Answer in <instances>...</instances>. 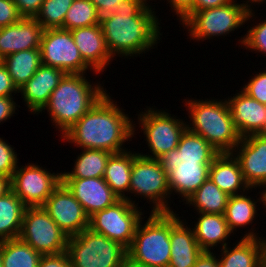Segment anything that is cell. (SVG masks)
Instances as JSON below:
<instances>
[{
    "label": "cell",
    "mask_w": 266,
    "mask_h": 267,
    "mask_svg": "<svg viewBox=\"0 0 266 267\" xmlns=\"http://www.w3.org/2000/svg\"><path fill=\"white\" fill-rule=\"evenodd\" d=\"M146 0H123L115 13L100 18V25L111 56L115 53L131 56L154 45L159 26Z\"/></svg>",
    "instance_id": "cell-1"
},
{
    "label": "cell",
    "mask_w": 266,
    "mask_h": 267,
    "mask_svg": "<svg viewBox=\"0 0 266 267\" xmlns=\"http://www.w3.org/2000/svg\"><path fill=\"white\" fill-rule=\"evenodd\" d=\"M128 119L105 92L63 137L83 149L123 152L122 144L134 134Z\"/></svg>",
    "instance_id": "cell-2"
},
{
    "label": "cell",
    "mask_w": 266,
    "mask_h": 267,
    "mask_svg": "<svg viewBox=\"0 0 266 267\" xmlns=\"http://www.w3.org/2000/svg\"><path fill=\"white\" fill-rule=\"evenodd\" d=\"M218 154L202 136L186 129L177 148L159 159L168 176L169 190L187 200L209 178L210 165Z\"/></svg>",
    "instance_id": "cell-3"
},
{
    "label": "cell",
    "mask_w": 266,
    "mask_h": 267,
    "mask_svg": "<svg viewBox=\"0 0 266 267\" xmlns=\"http://www.w3.org/2000/svg\"><path fill=\"white\" fill-rule=\"evenodd\" d=\"M83 74H65L52 91L47 104L53 122L63 132L71 128L105 93L100 86H93Z\"/></svg>",
    "instance_id": "cell-4"
},
{
    "label": "cell",
    "mask_w": 266,
    "mask_h": 267,
    "mask_svg": "<svg viewBox=\"0 0 266 267\" xmlns=\"http://www.w3.org/2000/svg\"><path fill=\"white\" fill-rule=\"evenodd\" d=\"M187 104L194 126L187 129L202 136L219 153H233L242 137L233 124L228 102L191 100Z\"/></svg>",
    "instance_id": "cell-5"
},
{
    "label": "cell",
    "mask_w": 266,
    "mask_h": 267,
    "mask_svg": "<svg viewBox=\"0 0 266 267\" xmlns=\"http://www.w3.org/2000/svg\"><path fill=\"white\" fill-rule=\"evenodd\" d=\"M170 248V212H152L144 226L138 223L127 257L144 267H168Z\"/></svg>",
    "instance_id": "cell-6"
},
{
    "label": "cell",
    "mask_w": 266,
    "mask_h": 267,
    "mask_svg": "<svg viewBox=\"0 0 266 267\" xmlns=\"http://www.w3.org/2000/svg\"><path fill=\"white\" fill-rule=\"evenodd\" d=\"M66 252L71 267H120L127 258L124 246L90 228L70 236Z\"/></svg>",
    "instance_id": "cell-7"
},
{
    "label": "cell",
    "mask_w": 266,
    "mask_h": 267,
    "mask_svg": "<svg viewBox=\"0 0 266 267\" xmlns=\"http://www.w3.org/2000/svg\"><path fill=\"white\" fill-rule=\"evenodd\" d=\"M18 238L41 255H55L66 252L69 237L43 207H26Z\"/></svg>",
    "instance_id": "cell-8"
},
{
    "label": "cell",
    "mask_w": 266,
    "mask_h": 267,
    "mask_svg": "<svg viewBox=\"0 0 266 267\" xmlns=\"http://www.w3.org/2000/svg\"><path fill=\"white\" fill-rule=\"evenodd\" d=\"M140 219L141 212L136 209L134 203L127 199H119L113 205L90 216L89 228L128 249L133 242Z\"/></svg>",
    "instance_id": "cell-9"
},
{
    "label": "cell",
    "mask_w": 266,
    "mask_h": 267,
    "mask_svg": "<svg viewBox=\"0 0 266 267\" xmlns=\"http://www.w3.org/2000/svg\"><path fill=\"white\" fill-rule=\"evenodd\" d=\"M231 1L223 6L209 8L193 12L184 22L189 26L193 38L203 39L211 36L223 35L234 31L235 28L243 25L247 18H250L251 9L243 4H236Z\"/></svg>",
    "instance_id": "cell-10"
},
{
    "label": "cell",
    "mask_w": 266,
    "mask_h": 267,
    "mask_svg": "<svg viewBox=\"0 0 266 267\" xmlns=\"http://www.w3.org/2000/svg\"><path fill=\"white\" fill-rule=\"evenodd\" d=\"M129 191L152 200L155 203L152 212H173L165 202L170 190L167 173L159 159L134 154Z\"/></svg>",
    "instance_id": "cell-11"
},
{
    "label": "cell",
    "mask_w": 266,
    "mask_h": 267,
    "mask_svg": "<svg viewBox=\"0 0 266 267\" xmlns=\"http://www.w3.org/2000/svg\"><path fill=\"white\" fill-rule=\"evenodd\" d=\"M42 65L63 70L66 74H82L84 62L70 30L45 29L40 43Z\"/></svg>",
    "instance_id": "cell-12"
},
{
    "label": "cell",
    "mask_w": 266,
    "mask_h": 267,
    "mask_svg": "<svg viewBox=\"0 0 266 267\" xmlns=\"http://www.w3.org/2000/svg\"><path fill=\"white\" fill-rule=\"evenodd\" d=\"M62 182V173L55 175L34 164L15 170L11 190L26 207H42Z\"/></svg>",
    "instance_id": "cell-13"
},
{
    "label": "cell",
    "mask_w": 266,
    "mask_h": 267,
    "mask_svg": "<svg viewBox=\"0 0 266 267\" xmlns=\"http://www.w3.org/2000/svg\"><path fill=\"white\" fill-rule=\"evenodd\" d=\"M143 125L144 134L150 146L151 152L154 155L148 156V158L160 159L162 156L177 148L180 142L181 136L187 129V126L178 119H173L165 112H157L148 110L139 118Z\"/></svg>",
    "instance_id": "cell-14"
},
{
    "label": "cell",
    "mask_w": 266,
    "mask_h": 267,
    "mask_svg": "<svg viewBox=\"0 0 266 267\" xmlns=\"http://www.w3.org/2000/svg\"><path fill=\"white\" fill-rule=\"evenodd\" d=\"M42 207L68 237L89 228V216L62 182Z\"/></svg>",
    "instance_id": "cell-15"
},
{
    "label": "cell",
    "mask_w": 266,
    "mask_h": 267,
    "mask_svg": "<svg viewBox=\"0 0 266 267\" xmlns=\"http://www.w3.org/2000/svg\"><path fill=\"white\" fill-rule=\"evenodd\" d=\"M62 183L81 203L90 217L95 212L106 209L120 198L112 191L103 177L101 178H62Z\"/></svg>",
    "instance_id": "cell-16"
},
{
    "label": "cell",
    "mask_w": 266,
    "mask_h": 267,
    "mask_svg": "<svg viewBox=\"0 0 266 267\" xmlns=\"http://www.w3.org/2000/svg\"><path fill=\"white\" fill-rule=\"evenodd\" d=\"M242 144V145H240ZM236 159L245 182L250 188L266 185V134H252L242 137Z\"/></svg>",
    "instance_id": "cell-17"
},
{
    "label": "cell",
    "mask_w": 266,
    "mask_h": 267,
    "mask_svg": "<svg viewBox=\"0 0 266 267\" xmlns=\"http://www.w3.org/2000/svg\"><path fill=\"white\" fill-rule=\"evenodd\" d=\"M228 105L233 124L241 137L266 134V105L243 91L228 100Z\"/></svg>",
    "instance_id": "cell-18"
},
{
    "label": "cell",
    "mask_w": 266,
    "mask_h": 267,
    "mask_svg": "<svg viewBox=\"0 0 266 267\" xmlns=\"http://www.w3.org/2000/svg\"><path fill=\"white\" fill-rule=\"evenodd\" d=\"M43 27L35 18L22 17L17 23L0 28V56L40 49Z\"/></svg>",
    "instance_id": "cell-19"
},
{
    "label": "cell",
    "mask_w": 266,
    "mask_h": 267,
    "mask_svg": "<svg viewBox=\"0 0 266 267\" xmlns=\"http://www.w3.org/2000/svg\"><path fill=\"white\" fill-rule=\"evenodd\" d=\"M65 74L61 69L41 65L35 74L19 88L18 92H22L31 111L40 112Z\"/></svg>",
    "instance_id": "cell-20"
},
{
    "label": "cell",
    "mask_w": 266,
    "mask_h": 267,
    "mask_svg": "<svg viewBox=\"0 0 266 267\" xmlns=\"http://www.w3.org/2000/svg\"><path fill=\"white\" fill-rule=\"evenodd\" d=\"M84 62L102 71L111 59L100 24L70 30Z\"/></svg>",
    "instance_id": "cell-21"
},
{
    "label": "cell",
    "mask_w": 266,
    "mask_h": 267,
    "mask_svg": "<svg viewBox=\"0 0 266 267\" xmlns=\"http://www.w3.org/2000/svg\"><path fill=\"white\" fill-rule=\"evenodd\" d=\"M173 213L170 212L171 255L168 267H193L203 250L195 239L194 231L184 227Z\"/></svg>",
    "instance_id": "cell-22"
},
{
    "label": "cell",
    "mask_w": 266,
    "mask_h": 267,
    "mask_svg": "<svg viewBox=\"0 0 266 267\" xmlns=\"http://www.w3.org/2000/svg\"><path fill=\"white\" fill-rule=\"evenodd\" d=\"M253 232L245 235L231 251L225 246L219 260L220 267H264L266 242L257 239Z\"/></svg>",
    "instance_id": "cell-23"
},
{
    "label": "cell",
    "mask_w": 266,
    "mask_h": 267,
    "mask_svg": "<svg viewBox=\"0 0 266 267\" xmlns=\"http://www.w3.org/2000/svg\"><path fill=\"white\" fill-rule=\"evenodd\" d=\"M232 156V153H219L209 169V178L229 196L239 195L236 193L242 185L246 190L250 188L245 182L237 159L233 160Z\"/></svg>",
    "instance_id": "cell-24"
},
{
    "label": "cell",
    "mask_w": 266,
    "mask_h": 267,
    "mask_svg": "<svg viewBox=\"0 0 266 267\" xmlns=\"http://www.w3.org/2000/svg\"><path fill=\"white\" fill-rule=\"evenodd\" d=\"M201 217L193 228L195 239L203 251H210L209 249L220 241L225 247L224 241L232 233L228 227L224 214H207L200 213ZM210 247V248H209Z\"/></svg>",
    "instance_id": "cell-25"
},
{
    "label": "cell",
    "mask_w": 266,
    "mask_h": 267,
    "mask_svg": "<svg viewBox=\"0 0 266 267\" xmlns=\"http://www.w3.org/2000/svg\"><path fill=\"white\" fill-rule=\"evenodd\" d=\"M133 160L134 154H130V152L112 153L109 156L103 177L120 199H127L129 202L132 201L125 197L123 192L129 190Z\"/></svg>",
    "instance_id": "cell-26"
},
{
    "label": "cell",
    "mask_w": 266,
    "mask_h": 267,
    "mask_svg": "<svg viewBox=\"0 0 266 267\" xmlns=\"http://www.w3.org/2000/svg\"><path fill=\"white\" fill-rule=\"evenodd\" d=\"M25 208L12 190L0 197V241L19 237Z\"/></svg>",
    "instance_id": "cell-27"
},
{
    "label": "cell",
    "mask_w": 266,
    "mask_h": 267,
    "mask_svg": "<svg viewBox=\"0 0 266 267\" xmlns=\"http://www.w3.org/2000/svg\"><path fill=\"white\" fill-rule=\"evenodd\" d=\"M11 79L19 89L42 65L40 49L23 50L9 54L3 58Z\"/></svg>",
    "instance_id": "cell-28"
},
{
    "label": "cell",
    "mask_w": 266,
    "mask_h": 267,
    "mask_svg": "<svg viewBox=\"0 0 266 267\" xmlns=\"http://www.w3.org/2000/svg\"><path fill=\"white\" fill-rule=\"evenodd\" d=\"M229 197L208 178L187 198V202L195 205L199 213L224 214Z\"/></svg>",
    "instance_id": "cell-29"
},
{
    "label": "cell",
    "mask_w": 266,
    "mask_h": 267,
    "mask_svg": "<svg viewBox=\"0 0 266 267\" xmlns=\"http://www.w3.org/2000/svg\"><path fill=\"white\" fill-rule=\"evenodd\" d=\"M104 150L84 149L75 162L74 171L63 173L62 178H101L104 177L109 156Z\"/></svg>",
    "instance_id": "cell-30"
},
{
    "label": "cell",
    "mask_w": 266,
    "mask_h": 267,
    "mask_svg": "<svg viewBox=\"0 0 266 267\" xmlns=\"http://www.w3.org/2000/svg\"><path fill=\"white\" fill-rule=\"evenodd\" d=\"M42 255L19 238L2 241L3 267H38Z\"/></svg>",
    "instance_id": "cell-31"
},
{
    "label": "cell",
    "mask_w": 266,
    "mask_h": 267,
    "mask_svg": "<svg viewBox=\"0 0 266 267\" xmlns=\"http://www.w3.org/2000/svg\"><path fill=\"white\" fill-rule=\"evenodd\" d=\"M255 202L242 195L230 196L226 205L224 217L231 232L234 228L249 224L256 212Z\"/></svg>",
    "instance_id": "cell-32"
},
{
    "label": "cell",
    "mask_w": 266,
    "mask_h": 267,
    "mask_svg": "<svg viewBox=\"0 0 266 267\" xmlns=\"http://www.w3.org/2000/svg\"><path fill=\"white\" fill-rule=\"evenodd\" d=\"M100 24L99 14L90 0H74L64 18L63 29L74 30Z\"/></svg>",
    "instance_id": "cell-33"
},
{
    "label": "cell",
    "mask_w": 266,
    "mask_h": 267,
    "mask_svg": "<svg viewBox=\"0 0 266 267\" xmlns=\"http://www.w3.org/2000/svg\"><path fill=\"white\" fill-rule=\"evenodd\" d=\"M74 0H44L35 19L43 29H63L64 18Z\"/></svg>",
    "instance_id": "cell-34"
},
{
    "label": "cell",
    "mask_w": 266,
    "mask_h": 267,
    "mask_svg": "<svg viewBox=\"0 0 266 267\" xmlns=\"http://www.w3.org/2000/svg\"><path fill=\"white\" fill-rule=\"evenodd\" d=\"M244 46L266 54V22L259 23L248 31V35L241 41Z\"/></svg>",
    "instance_id": "cell-35"
},
{
    "label": "cell",
    "mask_w": 266,
    "mask_h": 267,
    "mask_svg": "<svg viewBox=\"0 0 266 267\" xmlns=\"http://www.w3.org/2000/svg\"><path fill=\"white\" fill-rule=\"evenodd\" d=\"M17 166V156L5 141L0 138V175L12 177Z\"/></svg>",
    "instance_id": "cell-36"
},
{
    "label": "cell",
    "mask_w": 266,
    "mask_h": 267,
    "mask_svg": "<svg viewBox=\"0 0 266 267\" xmlns=\"http://www.w3.org/2000/svg\"><path fill=\"white\" fill-rule=\"evenodd\" d=\"M249 97L266 105V71L253 77L242 90Z\"/></svg>",
    "instance_id": "cell-37"
},
{
    "label": "cell",
    "mask_w": 266,
    "mask_h": 267,
    "mask_svg": "<svg viewBox=\"0 0 266 267\" xmlns=\"http://www.w3.org/2000/svg\"><path fill=\"white\" fill-rule=\"evenodd\" d=\"M21 18L13 0H0V28L17 23Z\"/></svg>",
    "instance_id": "cell-38"
},
{
    "label": "cell",
    "mask_w": 266,
    "mask_h": 267,
    "mask_svg": "<svg viewBox=\"0 0 266 267\" xmlns=\"http://www.w3.org/2000/svg\"><path fill=\"white\" fill-rule=\"evenodd\" d=\"M44 0H13L22 17L35 18Z\"/></svg>",
    "instance_id": "cell-39"
},
{
    "label": "cell",
    "mask_w": 266,
    "mask_h": 267,
    "mask_svg": "<svg viewBox=\"0 0 266 267\" xmlns=\"http://www.w3.org/2000/svg\"><path fill=\"white\" fill-rule=\"evenodd\" d=\"M38 267H71L67 252L55 255H42Z\"/></svg>",
    "instance_id": "cell-40"
},
{
    "label": "cell",
    "mask_w": 266,
    "mask_h": 267,
    "mask_svg": "<svg viewBox=\"0 0 266 267\" xmlns=\"http://www.w3.org/2000/svg\"><path fill=\"white\" fill-rule=\"evenodd\" d=\"M19 90L8 73L6 66L0 64V97H12L13 91Z\"/></svg>",
    "instance_id": "cell-41"
},
{
    "label": "cell",
    "mask_w": 266,
    "mask_h": 267,
    "mask_svg": "<svg viewBox=\"0 0 266 267\" xmlns=\"http://www.w3.org/2000/svg\"><path fill=\"white\" fill-rule=\"evenodd\" d=\"M176 14L181 17L182 23L193 13L194 0H170Z\"/></svg>",
    "instance_id": "cell-42"
},
{
    "label": "cell",
    "mask_w": 266,
    "mask_h": 267,
    "mask_svg": "<svg viewBox=\"0 0 266 267\" xmlns=\"http://www.w3.org/2000/svg\"><path fill=\"white\" fill-rule=\"evenodd\" d=\"M96 7L99 18L115 13L118 4L123 0H90Z\"/></svg>",
    "instance_id": "cell-43"
},
{
    "label": "cell",
    "mask_w": 266,
    "mask_h": 267,
    "mask_svg": "<svg viewBox=\"0 0 266 267\" xmlns=\"http://www.w3.org/2000/svg\"><path fill=\"white\" fill-rule=\"evenodd\" d=\"M215 257L211 251H202L193 267H220V263Z\"/></svg>",
    "instance_id": "cell-44"
},
{
    "label": "cell",
    "mask_w": 266,
    "mask_h": 267,
    "mask_svg": "<svg viewBox=\"0 0 266 267\" xmlns=\"http://www.w3.org/2000/svg\"><path fill=\"white\" fill-rule=\"evenodd\" d=\"M15 103L11 97H0V122L15 112Z\"/></svg>",
    "instance_id": "cell-45"
},
{
    "label": "cell",
    "mask_w": 266,
    "mask_h": 267,
    "mask_svg": "<svg viewBox=\"0 0 266 267\" xmlns=\"http://www.w3.org/2000/svg\"><path fill=\"white\" fill-rule=\"evenodd\" d=\"M231 1L232 0H194L193 12L223 6Z\"/></svg>",
    "instance_id": "cell-46"
},
{
    "label": "cell",
    "mask_w": 266,
    "mask_h": 267,
    "mask_svg": "<svg viewBox=\"0 0 266 267\" xmlns=\"http://www.w3.org/2000/svg\"><path fill=\"white\" fill-rule=\"evenodd\" d=\"M11 191V178L0 175V197Z\"/></svg>",
    "instance_id": "cell-47"
},
{
    "label": "cell",
    "mask_w": 266,
    "mask_h": 267,
    "mask_svg": "<svg viewBox=\"0 0 266 267\" xmlns=\"http://www.w3.org/2000/svg\"><path fill=\"white\" fill-rule=\"evenodd\" d=\"M122 267H144L132 262L128 257L122 262Z\"/></svg>",
    "instance_id": "cell-48"
},
{
    "label": "cell",
    "mask_w": 266,
    "mask_h": 267,
    "mask_svg": "<svg viewBox=\"0 0 266 267\" xmlns=\"http://www.w3.org/2000/svg\"><path fill=\"white\" fill-rule=\"evenodd\" d=\"M0 267H3V264H2V241H0Z\"/></svg>",
    "instance_id": "cell-49"
},
{
    "label": "cell",
    "mask_w": 266,
    "mask_h": 267,
    "mask_svg": "<svg viewBox=\"0 0 266 267\" xmlns=\"http://www.w3.org/2000/svg\"><path fill=\"white\" fill-rule=\"evenodd\" d=\"M262 199L261 201H263L264 205L266 206V191L262 194Z\"/></svg>",
    "instance_id": "cell-50"
},
{
    "label": "cell",
    "mask_w": 266,
    "mask_h": 267,
    "mask_svg": "<svg viewBox=\"0 0 266 267\" xmlns=\"http://www.w3.org/2000/svg\"><path fill=\"white\" fill-rule=\"evenodd\" d=\"M252 2H261L262 3V1H264V0H251Z\"/></svg>",
    "instance_id": "cell-51"
},
{
    "label": "cell",
    "mask_w": 266,
    "mask_h": 267,
    "mask_svg": "<svg viewBox=\"0 0 266 267\" xmlns=\"http://www.w3.org/2000/svg\"><path fill=\"white\" fill-rule=\"evenodd\" d=\"M2 61H3V58L0 56V64L2 63Z\"/></svg>",
    "instance_id": "cell-52"
}]
</instances>
